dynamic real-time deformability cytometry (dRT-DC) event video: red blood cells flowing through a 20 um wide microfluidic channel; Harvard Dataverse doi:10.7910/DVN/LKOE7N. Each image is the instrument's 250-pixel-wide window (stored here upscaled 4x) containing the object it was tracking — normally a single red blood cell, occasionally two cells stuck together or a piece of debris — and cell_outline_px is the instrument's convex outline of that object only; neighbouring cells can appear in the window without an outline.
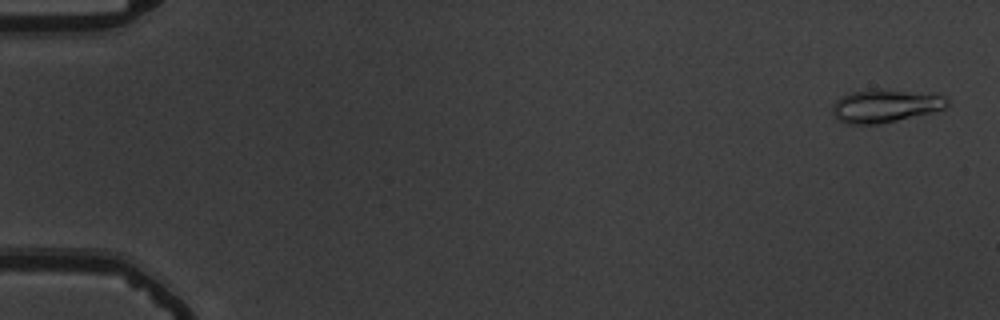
{"species": "common noctule bat (a hibernating species)", "species_latin": "Nyctalus noctula", "temperature_condition": "warm", "stored_images_in_passage": 54, "camera_frame_rate_fps": 3000, "um_per_image_px": 0.085, "animal": {"sex": "male", "body_mass_g": 19.5, "forearm_length_mm": 54.6}, "frame": {"image": 1, "passage_image": 2, "time_ms": 0.333, "image_size_px": [1000, 320], "cell_outline_px": [[948, 104], [944, 108], [932, 112], [880, 124], [844, 124], [832, 112], [832, 104], [836, 100], [852, 92], [876, 88], [944, 96], [948, 100]], "centroid_in_image_um": [75.2, 9.01], "position_along_channel_um": 9.8, "area_um2": 21.73}}
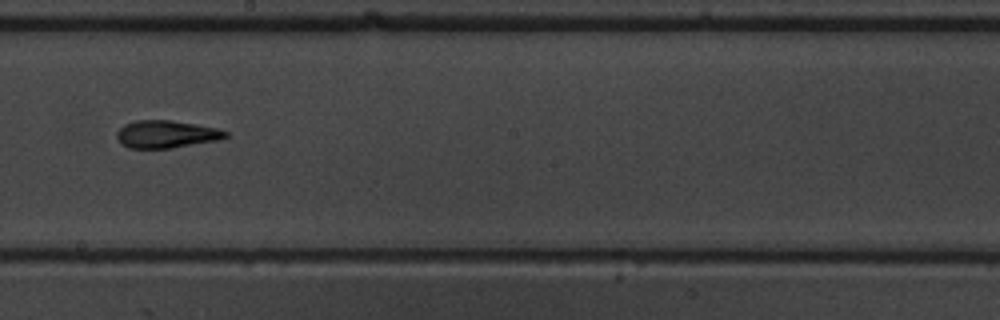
{"frame": {"image": 2, "passage_image": 32, "time_ms": 10.333, "image_size_px": [1000, 320], "cell_outline_px": [[228, 136], [220, 140], [172, 148], [128, 148], [116, 136], [116, 132], [124, 124], [136, 120], [172, 120], [216, 128], [228, 132]], "centroid_in_image_um": [14.15, 11.4], "position_along_channel_um": 234.1, "area_um2": 17.4}}
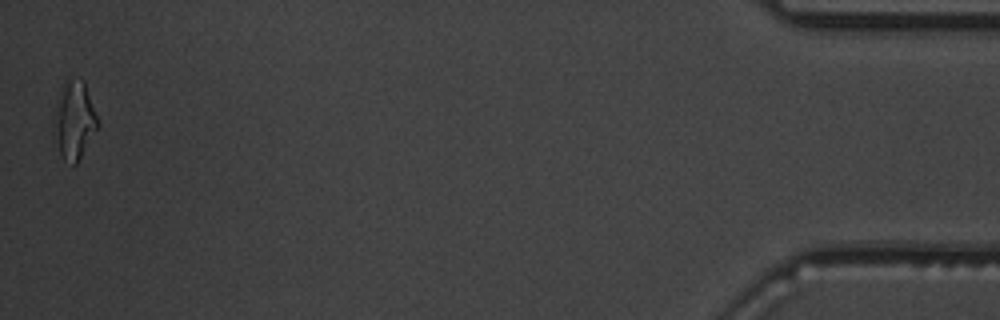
{"frame": {"image": 3, "passage_image": 54, "time_ms": 17.667, "image_size_px": [1000, 320], "cell_outline_px": [[100, 124], [76, 164], [72, 164], [64, 160], [52, 140], [52, 124], [56, 100], [60, 88], [64, 80], [84, 80], [100, 120]], "centroid_in_image_um": [6.28, 10.22], "position_along_channel_um": 428.9, "area_um2": 20.58}, "authors_computed_cell_mechanics": {"area_um2": 17.8313, "velocity_mm_per_s": 3.8185, "shape_relaxation_time_tau1_ms": 6.686, "shape_relaxation_time_tau2_ms": 3.4226, "deformation_change_tau1": 0.197, "deformation_change_tau2": 0.1354}}